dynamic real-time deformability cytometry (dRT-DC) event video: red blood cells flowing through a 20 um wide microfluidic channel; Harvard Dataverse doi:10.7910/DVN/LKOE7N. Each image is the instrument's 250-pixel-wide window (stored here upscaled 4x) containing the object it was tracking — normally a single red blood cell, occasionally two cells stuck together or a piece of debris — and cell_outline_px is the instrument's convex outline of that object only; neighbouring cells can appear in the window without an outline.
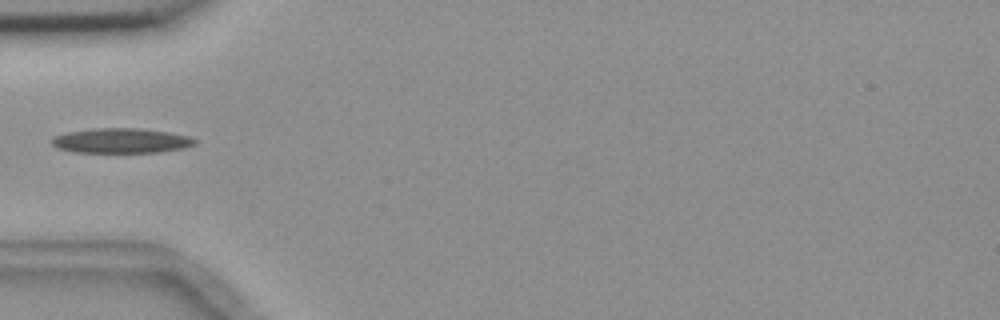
{"species": "common noctule bat (a hibernating species)", "species_latin": "Nyctalus noctula", "temperature_condition": "room temperature", "stored_images_in_passage": 4, "camera_frame_rate_fps": 3000, "um_per_image_px": 0.085, "animal": {"sex": "female", "body_mass_g": 18.4}, "frame": {"image": 1, "passage_image": 4, "time_ms": 3.667, "image_size_px": [1000, 320], "cell_outline_px": [[196, 144], [184, 148], [160, 152], [76, 152], [56, 148], [52, 144], [52, 140], [56, 136], [68, 132], [96, 128], [140, 128], [168, 132], [188, 136], [196, 140]], "centroid_in_image_um": [10.32, 11.96], "position_along_channel_um": 74.7, "area_um2": 20.58}}